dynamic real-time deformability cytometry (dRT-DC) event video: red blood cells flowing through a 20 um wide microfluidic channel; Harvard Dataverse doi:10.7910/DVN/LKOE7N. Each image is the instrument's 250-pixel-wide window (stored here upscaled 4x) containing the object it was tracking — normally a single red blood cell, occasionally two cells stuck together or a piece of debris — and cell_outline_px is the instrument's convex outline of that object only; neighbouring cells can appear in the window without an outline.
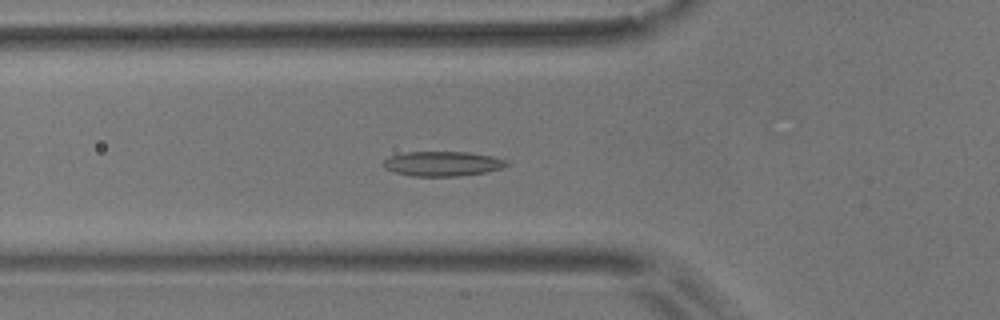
{"species": "common noctule bat (a hibernating species)", "species_latin": "Nyctalus noctula", "temperature_condition": "room temperature", "stored_images_in_passage": 54, "camera_frame_rate_fps": 3000, "um_per_image_px": 0.085, "animal": {"sex": "male", "body_mass_g": 17.9}, "frame": {"image": 1, "passage_image": 18, "time_ms": 5.667, "image_size_px": [1000, 320], "cell_outline_px": [[508, 164], [500, 168], [484, 172], [456, 176], [412, 176], [392, 172], [384, 168], [380, 164], [388, 156], [404, 152], [468, 152], [492, 156], [508, 160]], "centroid_in_image_um": [37.53, 13.91], "position_along_channel_um": 88.3, "area_um2": 17.86}}
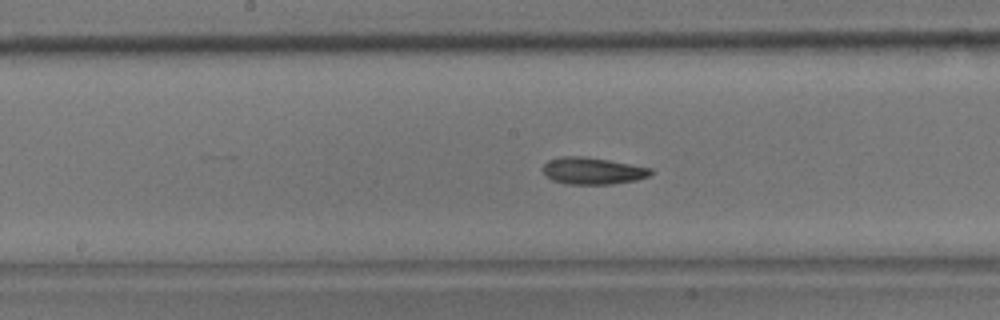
{"frame": {"image": 2, "passage_image": 27, "time_ms": 8.667, "image_size_px": [1000, 320], "cell_outline_px": [[652, 172], [648, 176], [636, 180], [612, 184], [568, 184], [552, 180], [544, 172], [544, 164], [548, 160], [564, 156], [584, 156], [608, 160], [652, 168]], "centroid_in_image_um": [50.38, 14.52], "position_along_channel_um": 197.8, "area_um2": 16.7}}
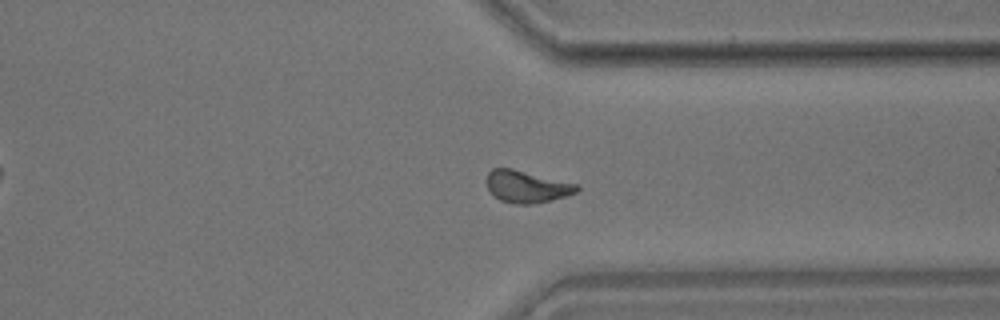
{"frame": {"image": 3, "passage_image": 41, "time_ms": 13.333, "image_size_px": [1000, 320], "cell_outline_px": [[580, 188], [576, 192], [568, 196], [552, 200], [532, 204], [516, 204], [500, 200], [492, 196], [484, 180], [488, 172], [492, 168], [512, 168], [580, 184]], "centroid_in_image_um": [44.77, 15.86], "position_along_channel_um": 366.6, "area_um2": 17.28}, "authors_computed_cell_mechanics": {"area_um2": 16.9354, "velocity_mm_per_s": 3.6318, "shape_relaxation_time_tau1_ms": 9.2168, "shape_relaxation_time_tau2_ms": 5.2152, "deformation_change_tau1": 0.1687, "deformation_change_tau2": 0.0989}}